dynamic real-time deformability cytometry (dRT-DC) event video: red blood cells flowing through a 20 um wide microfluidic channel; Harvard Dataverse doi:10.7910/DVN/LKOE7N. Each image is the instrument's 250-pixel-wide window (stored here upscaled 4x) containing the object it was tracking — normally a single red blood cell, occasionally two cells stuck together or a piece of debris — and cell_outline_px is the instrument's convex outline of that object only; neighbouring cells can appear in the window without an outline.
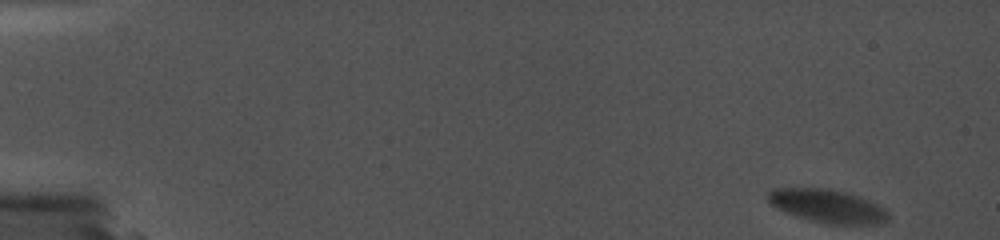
{"species": "common noctule bat (a hibernating species)", "species_latin": "Nyctalus noctula", "temperature_condition": "cold", "stored_images_in_passage": 32, "camera_frame_rate_fps": 5000, "um_per_image_px": 0.085, "animal": {"sex": "female", "body_mass_g": 19.0, "forearm_length_mm": 56.7}, "frame": {"image": 1, "passage_image": 1, "time_ms": 0.0, "image_size_px": [1000, 240], "cell_outline_px": [[888, 220], [876, 224], [828, 224], [808, 220], [784, 212], [776, 208], [768, 200], [768, 192], [772, 188], [828, 188], [860, 196], [884, 208], [888, 212]], "centroid_in_image_um": [70.31, 17.51], "position_along_channel_um": 14.7, "area_um2": 23.35}}
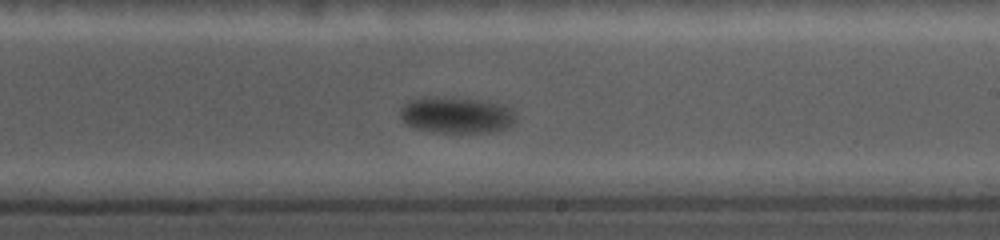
{"frame": {"image": 2, "passage_image": 21, "time_ms": 11.6, "image_size_px": [1000, 240], "cell_outline_px": [[516, 120], [512, 124], [504, 128], [492, 132], [432, 132], [416, 128], [404, 124], [400, 116], [400, 108], [404, 104], [412, 100], [428, 96], [452, 96], [484, 100], [500, 104], [512, 108], [516, 116]], "centroid_in_image_um": [38.78, 9.76], "position_along_channel_um": 250.2, "area_um2": 24.91}}
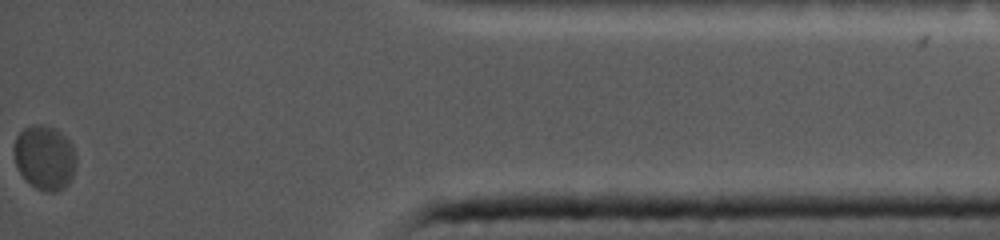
{"frame": {"image": 3, "passage_image": 32, "time_ms": 18.0, "image_size_px": [1000, 240], "cell_outline_px": [[76, 164], [72, 176], [68, 184], [64, 188], [56, 192], [48, 192], [36, 188], [20, 172], [16, 164], [12, 148], [16, 136], [24, 128], [32, 124], [40, 124], [56, 128], [72, 144], [76, 152]], "centroid_in_image_um": [3.8, 13.37], "position_along_channel_um": 431.4, "area_um2": 23.47}}